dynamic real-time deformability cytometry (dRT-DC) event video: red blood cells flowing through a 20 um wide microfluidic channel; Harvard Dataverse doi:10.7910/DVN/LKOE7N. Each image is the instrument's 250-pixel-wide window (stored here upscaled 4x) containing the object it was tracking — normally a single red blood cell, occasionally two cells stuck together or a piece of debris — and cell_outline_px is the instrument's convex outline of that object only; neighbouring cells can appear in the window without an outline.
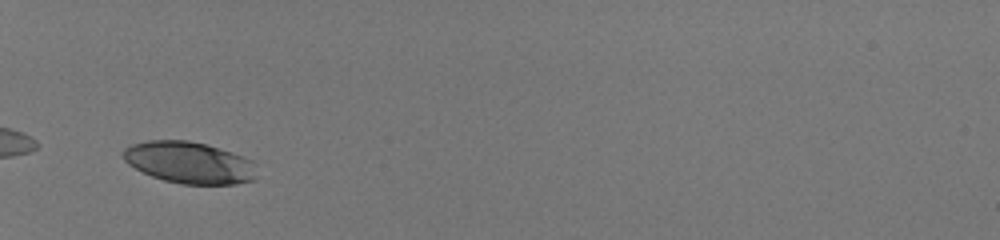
{"species": "human", "species_latin": "Homo sapiens", "temperature_condition": "room temperature", "stored_images_in_passage": 17, "camera_frame_rate_fps": 3000, "um_per_image_px": 0.085, "donor": {"sex": "male"}, "frame": {"image": 1, "passage_image": 1, "time_ms": 0.0, "image_size_px": [1000, 240], "cell_outline_px": [[256, 180], [236, 184], [180, 184], [164, 180], [152, 176], [128, 164], [124, 160], [120, 152], [124, 148], [132, 144], [148, 140], [188, 140], [204, 144], [232, 152], [244, 156], [252, 160], [256, 176]], "centroid_in_image_um": [16.07, 13.82], "position_along_channel_um": 68.9, "area_um2": 32.54}}
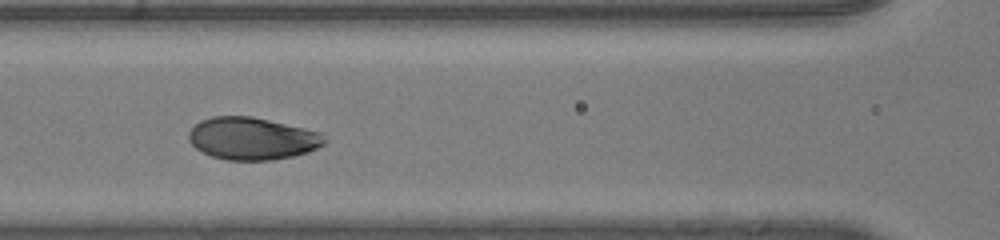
{"frame": {"image": 2, "passage_image": 8, "time_ms": 2.333, "image_size_px": [1000, 240], "cell_outline_px": [[328, 140], [324, 144], [308, 152], [292, 156], [272, 160], [228, 160], [212, 156], [196, 148], [188, 140], [188, 132], [200, 120], [212, 116], [252, 116], [304, 128], [320, 132]], "centroid_in_image_um": [21.43, 11.77], "position_along_channel_um": 145.2, "area_um2": 33.47}}
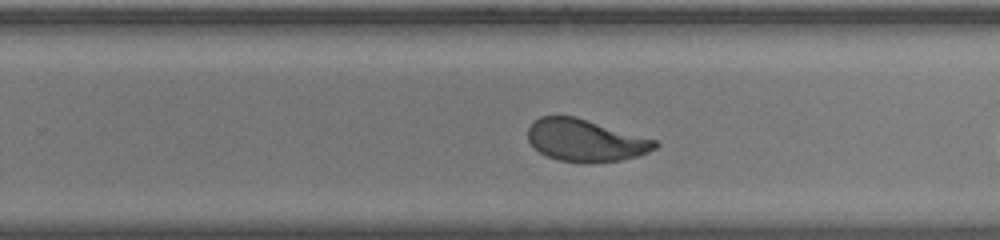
{"frame": {"image": 3, "passage_image": 15, "time_ms": 4.667, "image_size_px": [1000, 240], "cell_outline_px": [[660, 144], [656, 148], [648, 152], [636, 156], [620, 160], [560, 160], [548, 156], [540, 152], [528, 140], [528, 128], [540, 116], [576, 116], [656, 140]], "centroid_in_image_um": [49.77, 11.88], "position_along_channel_um": 280.0, "area_um2": 30.29}}